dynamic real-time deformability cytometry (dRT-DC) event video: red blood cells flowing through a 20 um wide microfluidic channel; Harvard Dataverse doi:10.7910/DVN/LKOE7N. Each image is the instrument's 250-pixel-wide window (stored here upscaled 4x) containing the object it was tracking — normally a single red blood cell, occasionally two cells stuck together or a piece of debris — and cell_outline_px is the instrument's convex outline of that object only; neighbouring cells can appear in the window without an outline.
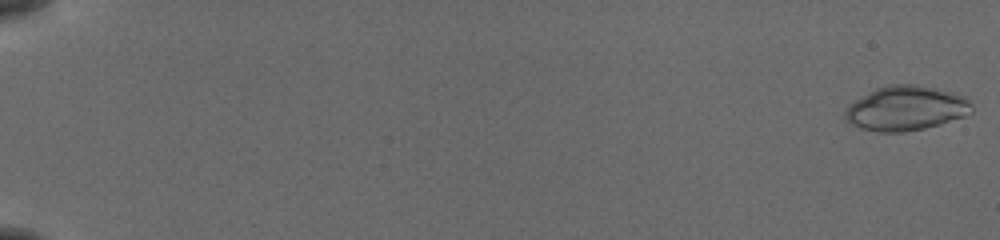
{"species": "common noctule bat (a hibernating species)", "species_latin": "Nyctalus noctula", "temperature_condition": "cold", "stored_images_in_passage": 55, "camera_frame_rate_fps": 3000, "um_per_image_px": 0.085, "animal": {"sex": "female", "body_mass_g": 19.5, "forearm_length_mm": 54.1}, "frame": {"image": 1, "passage_image": 1, "time_ms": 0.0, "image_size_px": [1000, 240], "cell_outline_px": [[972, 112], [964, 116], [940, 124], [924, 128], [904, 132], [880, 132], [860, 128], [844, 120], [844, 112], [856, 100], [876, 88], [892, 84], [912, 84], [952, 92], [964, 96], [972, 104]], "centroid_in_image_um": [77.01, 9.22], "position_along_channel_um": 8.0, "area_um2": 32.54}}
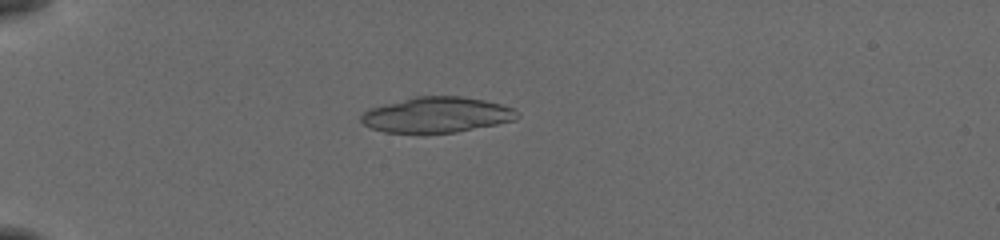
{"frame": {"image": 2, "passage_image": 17, "time_ms": 5.333, "image_size_px": [1000, 240], "cell_outline_px": [[520, 116], [516, 120], [456, 132], [424, 136], [384, 132], [372, 128], [364, 124], [360, 120], [360, 116], [364, 112], [372, 108], [416, 96], [460, 96], [484, 100], [500, 104], [512, 108]], "centroid_in_image_um": [37.1, 9.8], "position_along_channel_um": 47.9, "area_um2": 32.77}}